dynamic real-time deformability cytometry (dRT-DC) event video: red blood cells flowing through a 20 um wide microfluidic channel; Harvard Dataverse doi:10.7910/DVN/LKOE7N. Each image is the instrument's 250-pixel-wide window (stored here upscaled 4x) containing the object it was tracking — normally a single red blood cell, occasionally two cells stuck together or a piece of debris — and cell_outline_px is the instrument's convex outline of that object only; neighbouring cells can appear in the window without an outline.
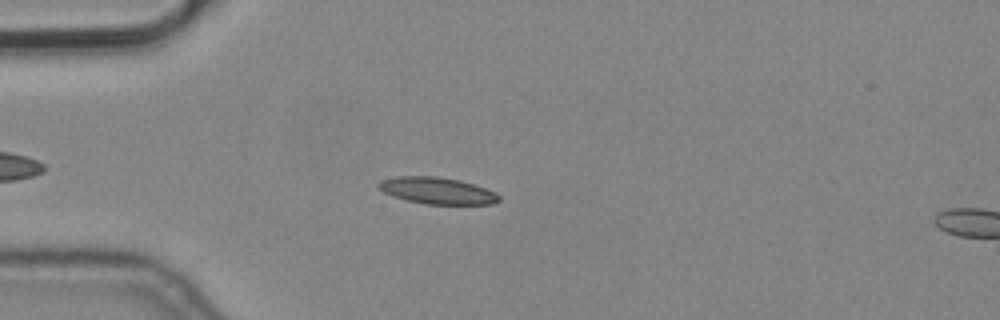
{"species": "common noctule bat (a hibernating species)", "species_latin": "Nyctalus noctula", "temperature_condition": "cold", "stored_images_in_passage": 4, "camera_frame_rate_fps": 3000, "um_per_image_px": 0.085, "animal": {"sex": "male", "body_mass_g": 19.2, "forearm_length_mm": 51.8}, "frame": {"image": 1, "passage_image": 3, "time_ms": 0.667, "image_size_px": [1000, 320], "cell_outline_px": [[500, 200], [492, 204], [428, 204], [408, 200], [392, 196], [376, 188], [376, 184], [384, 180], [396, 176], [436, 176], [460, 180], [484, 188], [500, 196]], "centroid_in_image_um": [37.12, 16.2], "position_along_channel_um": 47.9, "area_um2": 18.5}}